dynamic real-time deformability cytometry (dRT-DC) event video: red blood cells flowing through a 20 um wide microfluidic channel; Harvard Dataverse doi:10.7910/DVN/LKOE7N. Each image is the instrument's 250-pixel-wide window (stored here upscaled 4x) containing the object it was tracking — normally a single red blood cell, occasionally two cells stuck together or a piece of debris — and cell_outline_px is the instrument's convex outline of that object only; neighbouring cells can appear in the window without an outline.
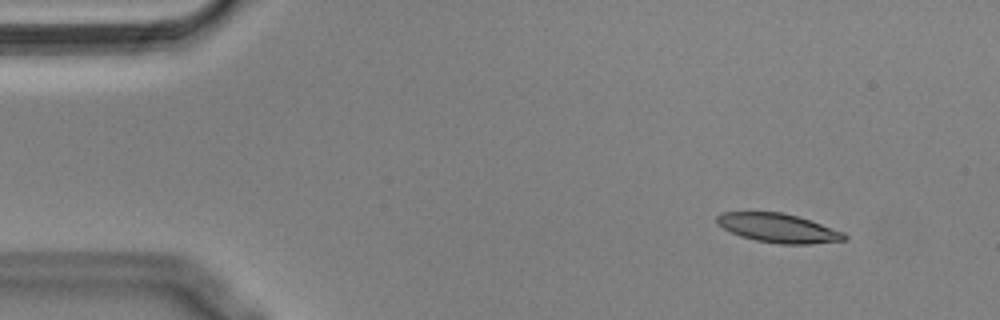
{"species": "Egyptian fruit bat (a non-hibernating species)", "species_latin": "Rousettus aegyptiacus", "temperature_condition": "cold", "stored_images_in_passage": 52, "camera_frame_rate_fps": 3000, "um_per_image_px": 0.085, "animal": {"sex": "male"}, "frame": {"image": 1, "passage_image": 2, "time_ms": 0.333, "image_size_px": [1000, 320], "cell_outline_px": [[848, 240], [812, 244], [780, 244], [756, 240], [740, 236], [716, 224], [716, 216], [724, 212], [784, 212], [844, 232], [848, 236]], "centroid_in_image_um": [66.16, 19.39], "position_along_channel_um": 18.8, "area_um2": 21.44}}
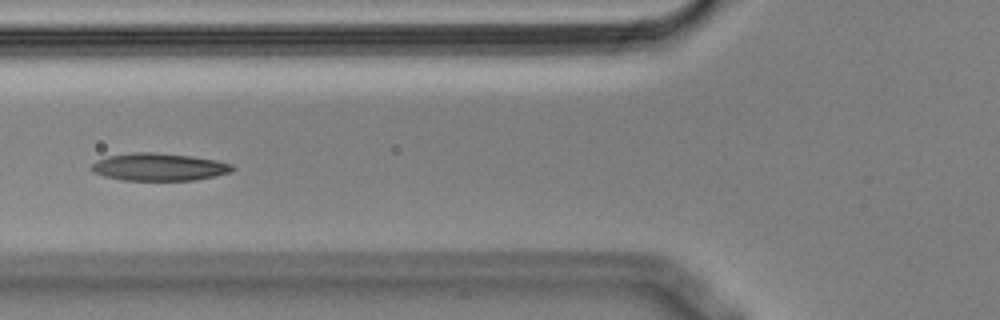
{"frame": {"image": 2, "passage_image": 17, "time_ms": 5.333, "image_size_px": [1000, 320], "cell_outline_px": [[236, 168], [232, 172], [196, 180], [120, 180], [104, 176], [92, 172], [88, 168], [96, 160], [108, 156], [132, 152], [156, 152], [188, 156], [216, 160], [232, 164]], "centroid_in_image_um": [13.48, 14.19], "position_along_channel_um": 112.3, "area_um2": 22.77}}
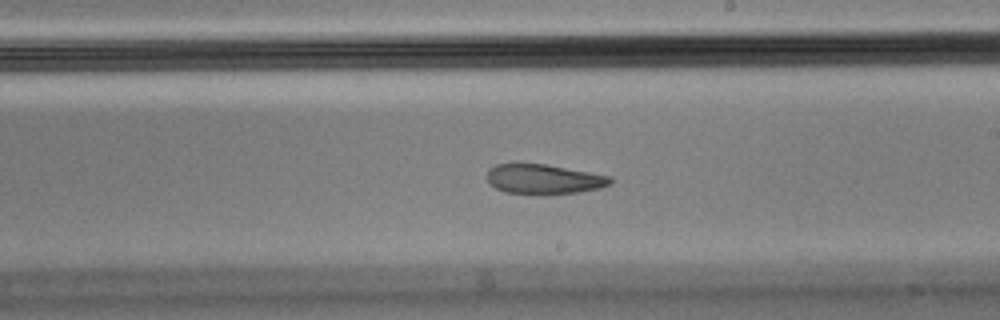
{"frame": {"image": 3, "passage_image": 28, "time_ms": 9.0, "image_size_px": [1000, 320], "cell_outline_px": [[612, 184], [600, 188], [580, 192], [548, 196], [540, 196], [504, 192], [488, 184], [488, 168], [496, 164], [544, 164], [612, 176]], "centroid_in_image_um": [46.23, 15.27], "position_along_channel_um": 242.8, "area_um2": 21.96}, "authors_computed_cell_mechanics": {"area_um2": 22.8888, "velocity_mm_per_s": 3.5607, "shape_relaxation_time_tau1_ms": null, "shape_relaxation_time_tau2_ms": 4.413, "deformation_change_tau1": null, "deformation_change_tau2": 0.1106}}